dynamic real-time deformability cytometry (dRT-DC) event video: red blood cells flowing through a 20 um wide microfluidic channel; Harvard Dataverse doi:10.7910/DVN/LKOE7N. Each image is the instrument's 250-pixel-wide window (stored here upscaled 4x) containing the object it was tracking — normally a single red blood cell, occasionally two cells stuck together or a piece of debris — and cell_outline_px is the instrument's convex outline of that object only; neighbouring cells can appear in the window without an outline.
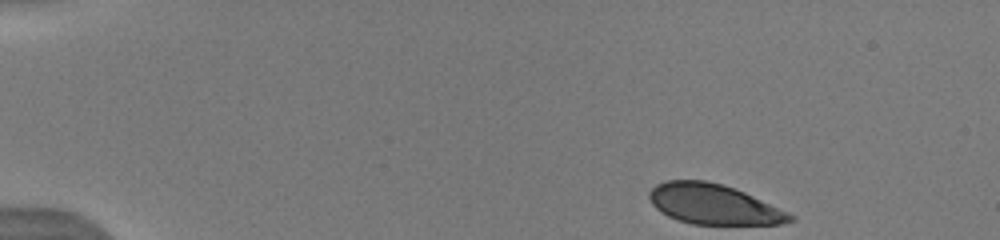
{"species": "human", "species_latin": "Homo sapiens", "temperature_condition": "warm", "stored_images_in_passage": 27, "camera_frame_rate_fps": 3000, "um_per_image_px": 0.085, "donor": {"sex": "male"}, "frame": {"image": 1, "passage_image": 1, "time_ms": 0.0, "image_size_px": [1000, 240], "cell_outline_px": [[796, 220], [780, 224], [692, 224], [676, 220], [660, 212], [652, 204], [648, 196], [648, 192], [656, 184], [664, 180], [704, 180], [724, 184], [744, 192], [788, 212], [796, 216]], "centroid_in_image_um": [60.63, 17.36], "position_along_channel_um": 24.4, "area_um2": 33.06}}
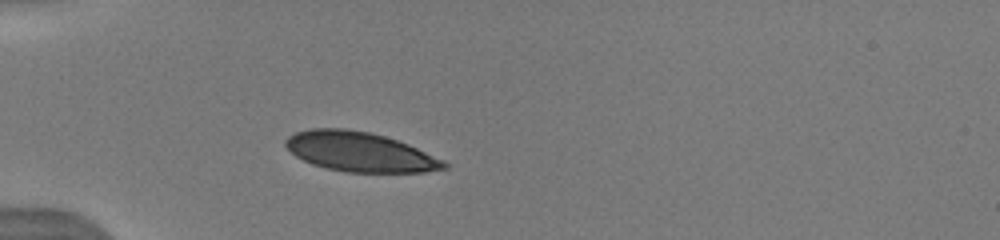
{"frame": {"image": 2, "passage_image": 8, "time_ms": 3.0, "image_size_px": [1000, 240], "cell_outline_px": [[448, 168], [424, 172], [344, 172], [312, 164], [296, 156], [284, 144], [284, 140], [288, 136], [296, 132], [312, 128], [344, 128], [368, 132], [384, 136], [408, 144], [444, 160], [448, 164]], "centroid_in_image_um": [30.58, 12.91], "position_along_channel_um": 54.4, "area_um2": 36.36}}
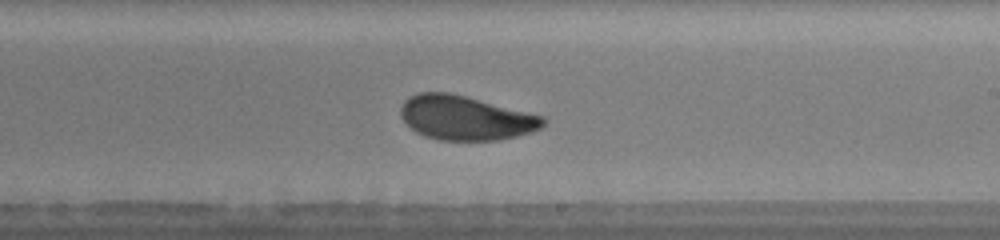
{"frame": {"image": 3, "passage_image": 21, "time_ms": 8.333, "image_size_px": [1000, 240], "cell_outline_px": [[548, 120], [540, 128], [532, 132], [516, 136], [496, 140], [440, 140], [424, 136], [416, 132], [400, 116], [400, 108], [404, 100], [408, 96], [420, 92], [452, 92], [544, 116]], "centroid_in_image_um": [39.57, 10.0], "position_along_channel_um": 249.4, "area_um2": 36.99}}